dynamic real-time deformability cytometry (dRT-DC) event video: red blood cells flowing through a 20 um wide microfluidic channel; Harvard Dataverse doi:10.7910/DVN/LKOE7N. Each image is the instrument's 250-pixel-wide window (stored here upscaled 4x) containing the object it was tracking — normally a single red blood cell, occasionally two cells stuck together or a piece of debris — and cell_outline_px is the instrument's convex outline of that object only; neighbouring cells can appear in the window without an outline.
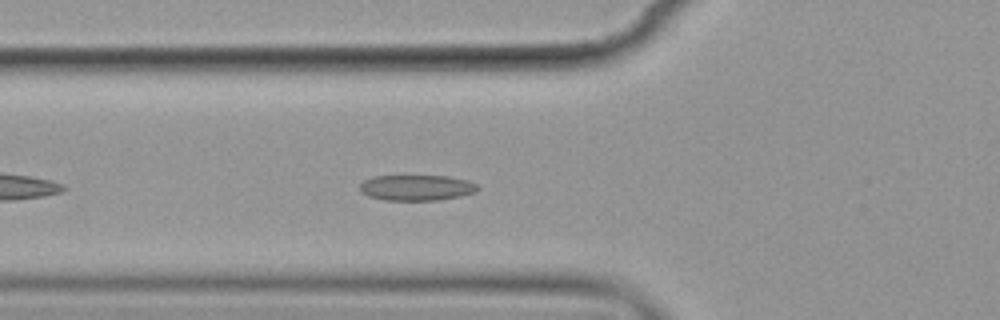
{"species": "common noctule bat (a hibernating species)", "species_latin": "Nyctalus noctula", "temperature_condition": "cold", "stored_images_in_passage": 5, "camera_frame_rate_fps": 3000, "um_per_image_px": 0.085, "animal": {"sex": "female", "body_mass_g": 19.9}, "frame": {"image": 1, "passage_image": 5, "time_ms": 5.333, "image_size_px": [1000, 320], "cell_outline_px": [[480, 188], [476, 192], [460, 196], [436, 200], [384, 200], [368, 196], [360, 192], [360, 184], [364, 180], [376, 176], [448, 176], [468, 180], [476, 184]], "centroid_in_image_um": [35.41, 15.95], "position_along_channel_um": 90.4, "area_um2": 17.63}}